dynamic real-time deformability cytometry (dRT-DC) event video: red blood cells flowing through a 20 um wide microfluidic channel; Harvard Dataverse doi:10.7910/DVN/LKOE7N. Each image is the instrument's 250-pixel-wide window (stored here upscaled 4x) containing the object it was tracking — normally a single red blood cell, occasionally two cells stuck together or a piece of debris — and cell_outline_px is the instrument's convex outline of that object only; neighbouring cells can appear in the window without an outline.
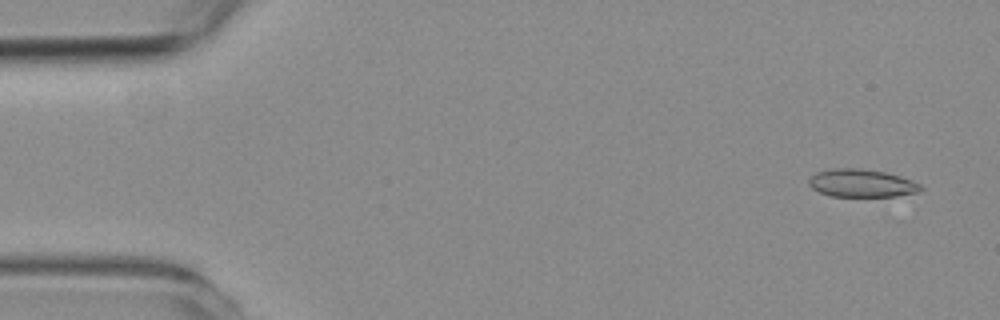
{"species": "common noctule bat (a hibernating species)", "species_latin": "Nyctalus noctula", "temperature_condition": "room temperature", "stored_images_in_passage": 18, "camera_frame_rate_fps": 3000, "um_per_image_px": 0.085, "animal": {"sex": "female", "body_mass_g": 19.3, "forearm_length_mm": 54.1}, "frame": {"image": 1, "passage_image": 1, "time_ms": 0.0, "image_size_px": [1000, 320], "cell_outline_px": [[924, 188], [920, 192], [896, 196], [832, 196], [820, 192], [812, 188], [808, 184], [808, 180], [816, 172], [832, 168], [860, 168], [884, 172], [900, 176], [912, 180], [920, 184]], "centroid_in_image_um": [73.26, 15.57], "position_along_channel_um": 11.7, "area_um2": 18.21}}
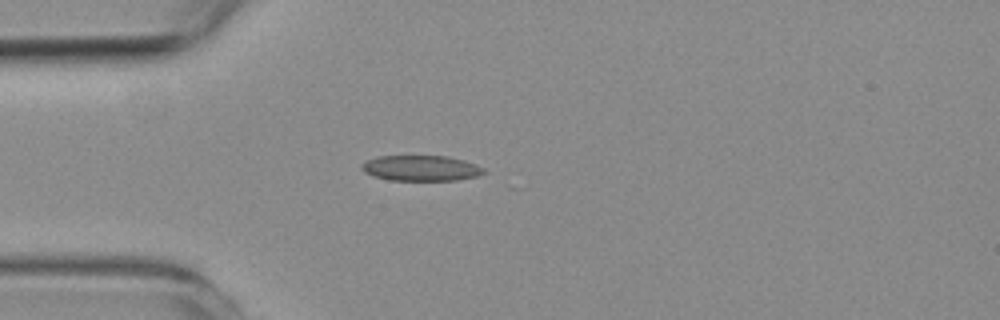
{"frame": {"image": 2, "passage_image": 13, "time_ms": 4.0, "image_size_px": [1000, 320], "cell_outline_px": [[488, 172], [476, 176], [456, 180], [388, 180], [372, 176], [364, 172], [360, 168], [360, 164], [364, 160], [376, 156], [448, 156], [464, 160], [476, 164], [484, 168]], "centroid_in_image_um": [35.74, 14.29], "position_along_channel_um": 49.3, "area_um2": 18.44}}
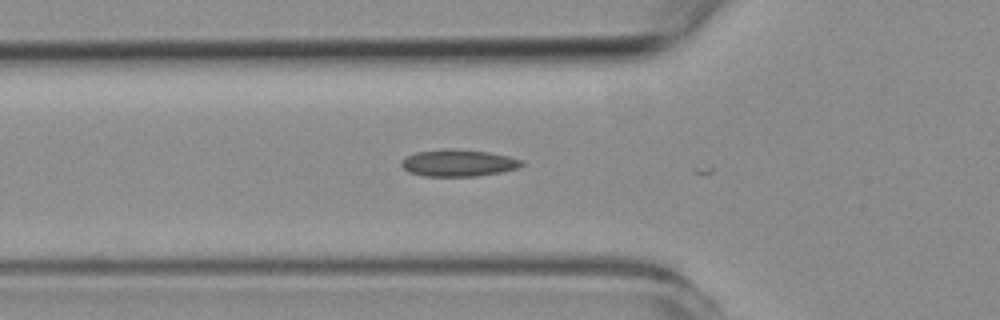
{"frame": {"image": 3, "passage_image": 17, "time_ms": 5.333, "image_size_px": [1000, 320], "cell_outline_px": [[524, 164], [520, 168], [500, 172], [476, 176], [424, 176], [408, 172], [400, 164], [400, 160], [416, 152], [452, 148], [488, 152], [508, 156], [524, 160]], "centroid_in_image_um": [38.97, 13.85], "position_along_channel_um": 86.8, "area_um2": 18.9}}